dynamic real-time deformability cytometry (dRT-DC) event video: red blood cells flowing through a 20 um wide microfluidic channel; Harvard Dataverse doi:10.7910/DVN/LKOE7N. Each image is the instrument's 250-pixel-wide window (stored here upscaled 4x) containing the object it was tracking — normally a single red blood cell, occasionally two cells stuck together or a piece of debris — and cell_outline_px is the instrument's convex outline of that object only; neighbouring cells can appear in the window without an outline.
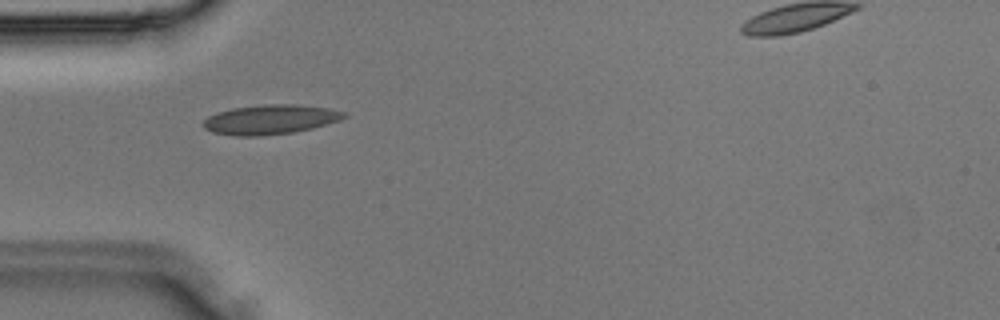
{"species": "Egyptian fruit bat (a non-hibernating species)", "species_latin": "Rousettus aegyptiacus", "temperature_condition": "room temperature", "stored_images_in_passage": 28, "camera_frame_rate_fps": 3000, "um_per_image_px": 0.085, "animal": {"sex": "male"}, "frame": {"image": 1, "passage_image": 4, "time_ms": 1.0, "image_size_px": [1000, 320], "cell_outline_px": [[348, 116], [340, 120], [312, 128], [292, 132], [260, 136], [236, 136], [212, 132], [204, 128], [204, 120], [208, 116], [216, 112], [232, 108], [264, 104], [296, 104], [328, 108], [344, 112]], "centroid_in_image_um": [22.96, 10.15], "position_along_channel_um": 62.0, "area_um2": 24.22}}
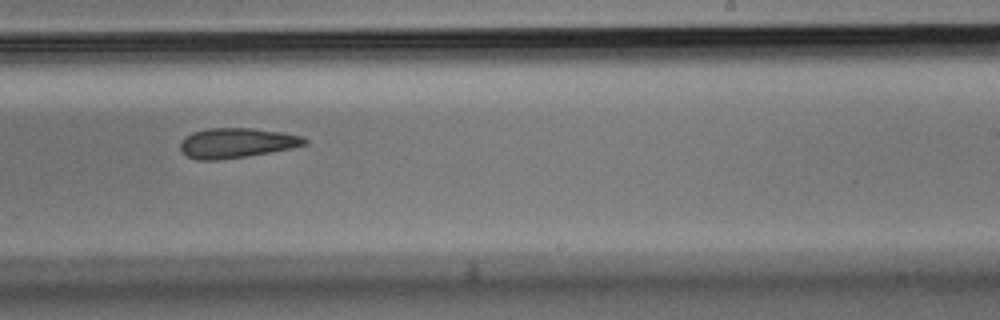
{"frame": {"image": 2, "passage_image": 15, "time_ms": 4.667, "image_size_px": [1000, 320], "cell_outline_px": [[308, 144], [292, 148], [244, 156], [216, 160], [196, 160], [188, 156], [180, 148], [180, 144], [192, 132], [208, 128], [252, 128], [284, 132], [304, 136], [308, 140]], "centroid_in_image_um": [20.17, 12.14], "position_along_channel_um": 268.8, "area_um2": 21.5}}
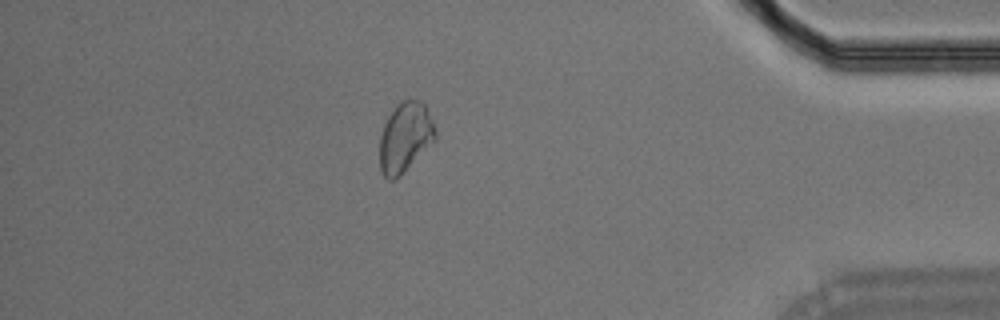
{"frame": {"image": 3, "passage_image": 24, "time_ms": 7.667, "image_size_px": [1000, 320], "cell_outline_px": [[436, 140], [396, 180], [388, 180], [384, 176], [380, 168], [380, 136], [384, 124], [388, 116], [396, 104], [400, 100], [420, 100], [424, 104], [436, 128]], "centroid_in_image_um": [34.44, 11.68], "position_along_channel_um": 400.8, "area_um2": 22.77}}